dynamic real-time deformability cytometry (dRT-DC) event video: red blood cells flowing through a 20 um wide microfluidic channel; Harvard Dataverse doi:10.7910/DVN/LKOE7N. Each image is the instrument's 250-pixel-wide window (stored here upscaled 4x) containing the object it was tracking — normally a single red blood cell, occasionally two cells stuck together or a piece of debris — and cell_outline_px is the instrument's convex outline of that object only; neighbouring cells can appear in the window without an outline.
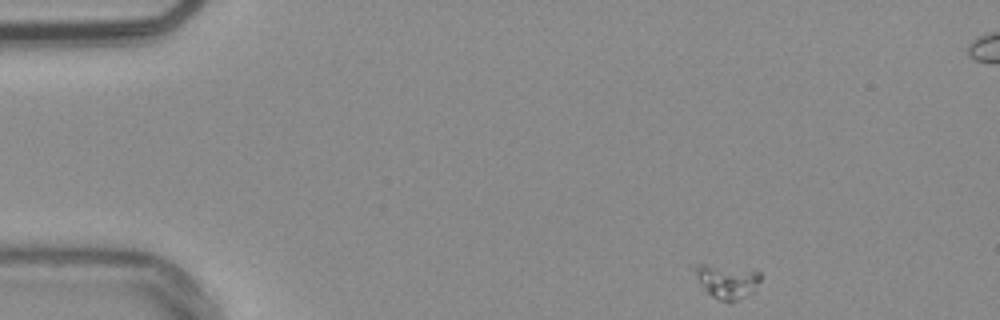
{"species": "common noctule bat (a hibernating species)", "species_latin": "Nyctalus noctula", "temperature_condition": "warm", "stored_images_in_passage": 50, "camera_frame_rate_fps": 3000, "um_per_image_px": 0.085, "animal": {"sex": "male", "body_mass_g": 20.4}, "frame": {"image": 1, "passage_image": 1, "time_ms": 0.0, "image_size_px": [1000, 320], "cell_outline_px": [[764, 276], [752, 292], [728, 304], [704, 292], [692, 268], [692, 264], [704, 264], [756, 268]], "centroid_in_image_um": [61.81, 23.87], "position_along_channel_um": 23.2, "area_um2": 13.7}}
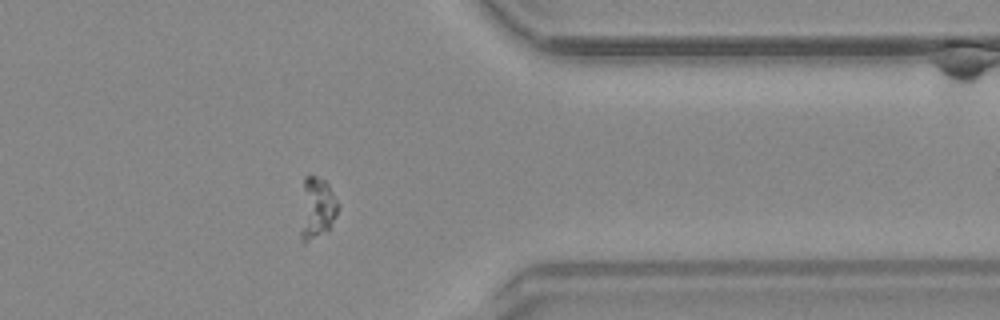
{"frame": {"image": 2, "passage_image": 38, "time_ms": 12.333, "image_size_px": [1000, 320], "cell_outline_px": [[340, 204], [336, 216], [328, 232], [304, 244], [300, 244], [300, 232], [304, 176], [316, 176], [324, 180], [328, 184]], "centroid_in_image_um": [26.94, 17.75], "position_along_channel_um": 384.5, "area_um2": 13.81}}
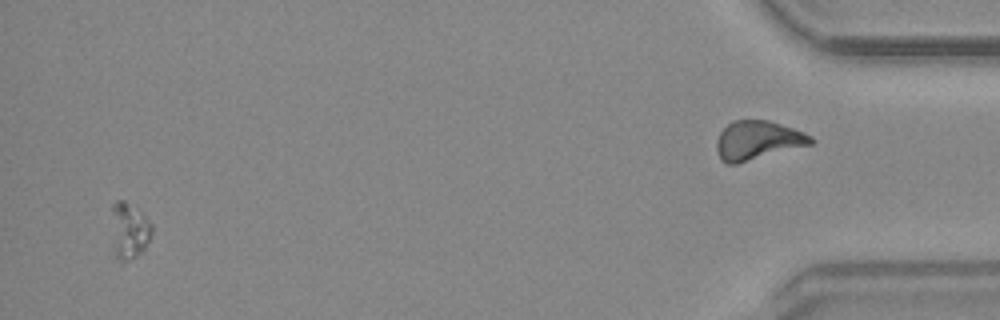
{"frame": {"image": 3, "passage_image": 47, "time_ms": 15.333, "image_size_px": [1000, 320], "cell_outline_px": [[152, 232], [144, 252], [120, 268], [116, 256], [112, 208], [112, 204], [116, 200], [124, 200], [136, 208], [152, 224]], "centroid_in_image_um": [11.01, 19.7], "position_along_channel_um": 424.2, "area_um2": 13.29}}